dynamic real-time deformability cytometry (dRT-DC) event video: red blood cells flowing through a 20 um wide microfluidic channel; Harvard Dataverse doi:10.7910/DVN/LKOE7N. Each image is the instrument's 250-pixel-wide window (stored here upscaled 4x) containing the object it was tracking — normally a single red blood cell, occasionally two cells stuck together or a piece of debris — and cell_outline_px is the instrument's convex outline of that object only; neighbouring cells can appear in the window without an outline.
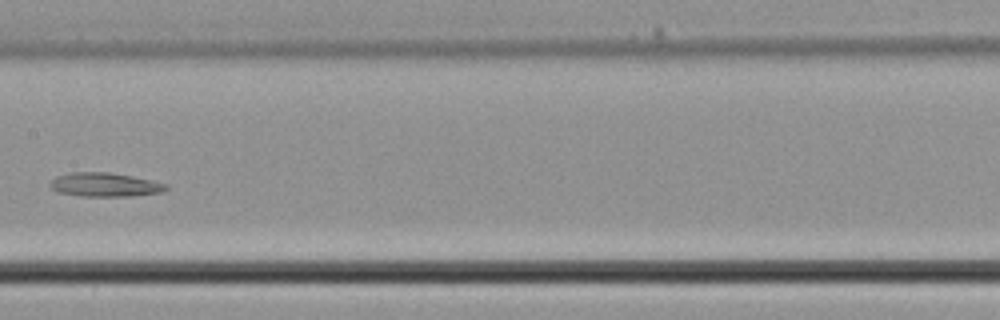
{"species": "common noctule bat (a hibernating species)", "species_latin": "Nyctalus noctula", "temperature_condition": "cold", "stored_images_in_passage": 41, "camera_frame_rate_fps": 3000, "um_per_image_px": 0.085, "animal": {"sex": "male", "body_mass_g": 21.5, "forearm_length_mm": 52.0}, "frame": {"image": 1, "passage_image": 21, "time_ms": 6.667, "image_size_px": [1000, 320], "cell_outline_px": [[168, 188], [160, 192], [128, 196], [80, 196], [56, 192], [48, 184], [56, 176], [72, 172], [108, 172], [132, 176], [168, 184]], "centroid_in_image_um": [8.87, 15.7], "position_along_channel_um": 198.5, "area_um2": 16.07}}
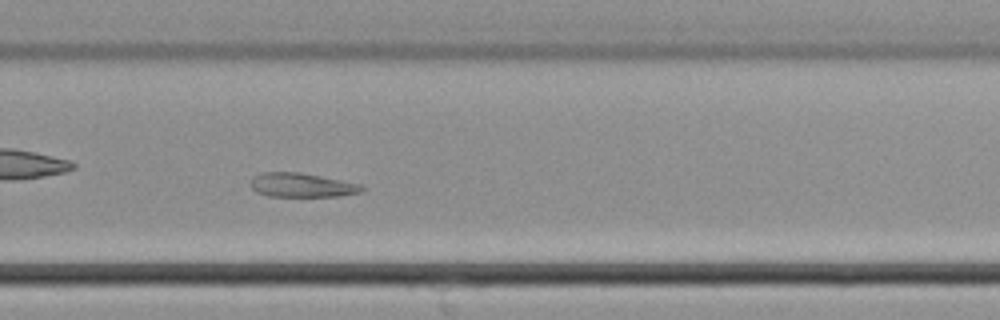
{"frame": {"image": 2, "passage_image": 27, "time_ms": 8.667, "image_size_px": [1000, 320], "cell_outline_px": [[364, 192], [336, 196], [268, 196], [256, 192], [252, 188], [252, 176], [264, 172], [300, 172], [360, 184], [364, 188]], "centroid_in_image_um": [25.65, 15.73], "position_along_channel_um": 304.2, "area_um2": 15.49}}
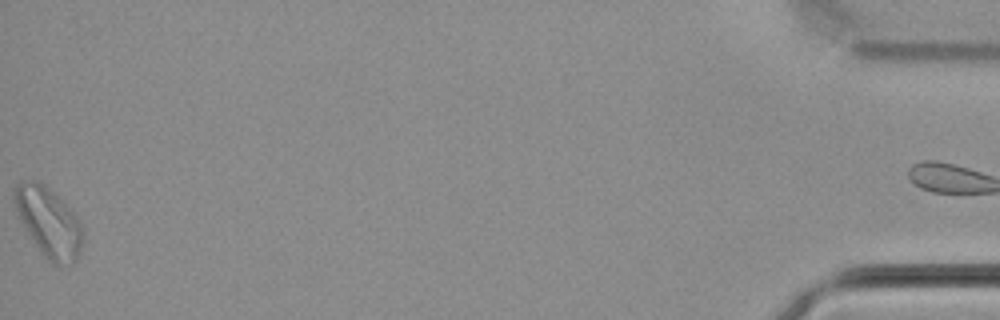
{"frame": {"image": 3, "passage_image": 40, "time_ms": 13.0, "image_size_px": [1000, 320], "cell_outline_px": [[84, 240], [80, 252], [76, 260], [72, 264], [52, 264], [40, 252], [16, 216], [12, 196], [12, 192], [20, 180], [36, 180], [44, 184], [80, 220], [84, 232]], "centroid_in_image_um": [4.11, 18.89], "position_along_channel_um": 431.1, "area_um2": 27.98}}